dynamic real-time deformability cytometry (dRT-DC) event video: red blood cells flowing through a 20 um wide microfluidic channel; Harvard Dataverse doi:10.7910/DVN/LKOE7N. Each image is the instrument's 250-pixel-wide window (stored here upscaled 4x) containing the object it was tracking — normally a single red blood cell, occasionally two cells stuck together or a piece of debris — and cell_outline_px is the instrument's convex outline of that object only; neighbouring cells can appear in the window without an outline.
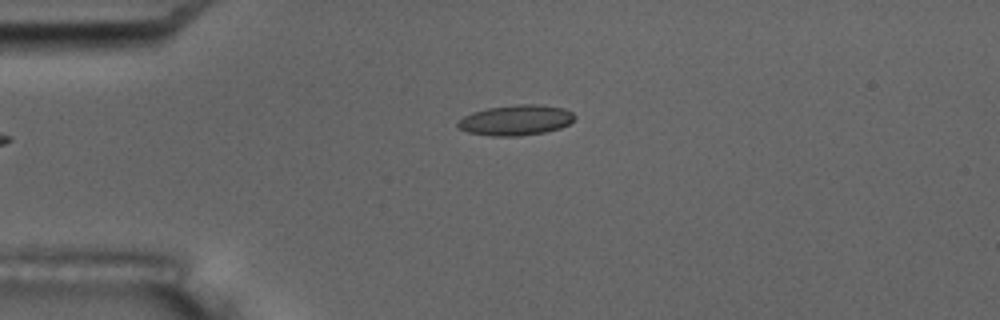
{"species": "common noctule bat (a hibernating species)", "species_latin": "Nyctalus noctula", "temperature_condition": "room temperature", "stored_images_in_passage": 5, "camera_frame_rate_fps": 3000, "um_per_image_px": 0.085, "animal": {"sex": "male", "body_mass_g": 17.5, "forearm_length_mm": 52.3}, "frame": {"image": 1, "passage_image": 5, "time_ms": 5.333, "image_size_px": [1000, 320], "cell_outline_px": [[576, 116], [568, 124], [560, 128], [544, 132], [520, 136], [492, 136], [468, 132], [460, 128], [456, 124], [464, 116], [472, 112], [488, 108], [516, 104], [540, 104], [564, 108], [572, 112]], "centroid_in_image_um": [43.86, 10.2], "position_along_channel_um": 41.1, "area_um2": 20.63}}